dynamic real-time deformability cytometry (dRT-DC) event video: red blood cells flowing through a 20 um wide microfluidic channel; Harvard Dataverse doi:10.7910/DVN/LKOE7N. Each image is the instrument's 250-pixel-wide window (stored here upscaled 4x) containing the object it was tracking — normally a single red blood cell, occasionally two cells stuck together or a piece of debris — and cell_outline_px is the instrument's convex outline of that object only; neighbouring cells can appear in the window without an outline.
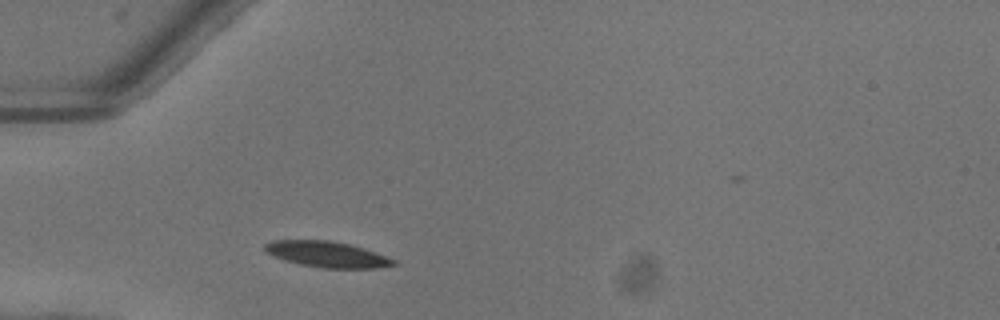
{"species": "common noctule bat (a hibernating species)", "species_latin": "Nyctalus noctula", "temperature_condition": "warm", "stored_images_in_passage": 37, "camera_frame_rate_fps": 3000, "um_per_image_px": 0.085, "animal": {"sex": "female"}, "frame": {"image": 1, "passage_image": 1, "time_ms": 0.0, "image_size_px": [1000, 320], "cell_outline_px": [[400, 264], [380, 268], [320, 268], [300, 264], [284, 260], [272, 256], [264, 252], [264, 244], [272, 240], [332, 240], [364, 248], [396, 260]], "centroid_in_image_um": [27.79, 21.62], "position_along_channel_um": 57.2, "area_um2": 19.65}}
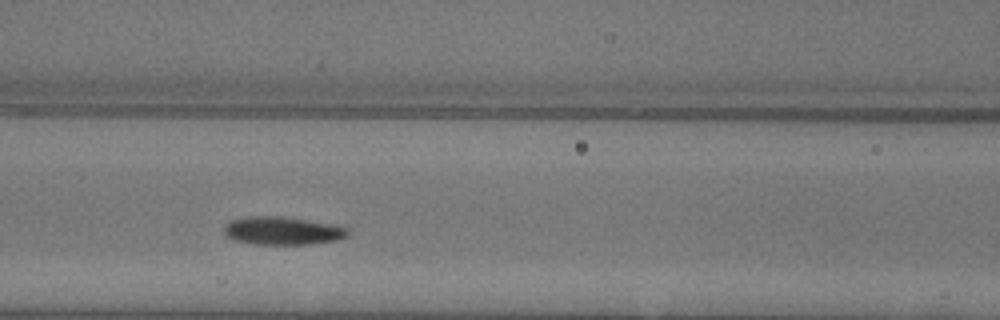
{"frame": {"image": 2, "passage_image": 8, "time_ms": 2.333, "image_size_px": [1000, 320], "cell_outline_px": [[348, 236], [336, 240], [308, 244], [256, 244], [232, 240], [224, 232], [224, 224], [232, 220], [248, 216], [276, 216], [304, 220], [328, 224], [348, 228]], "centroid_in_image_um": [23.95, 19.62], "position_along_channel_um": 142.6, "area_um2": 19.88}}
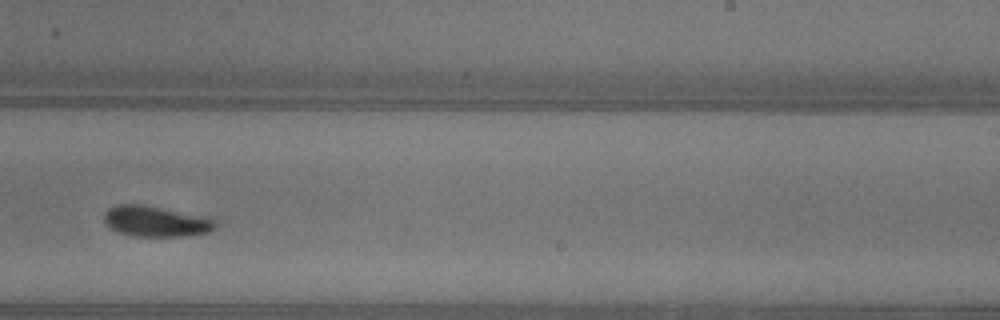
{"frame": {"image": 3, "passage_image": 18, "time_ms": 5.667, "image_size_px": [1000, 320], "cell_outline_px": [[216, 224], [208, 232], [188, 236], [132, 236], [116, 232], [108, 228], [104, 224], [104, 212], [108, 208], [116, 204], [140, 204], [208, 216]], "centroid_in_image_um": [13.17, 18.81], "position_along_channel_um": 275.8, "area_um2": 20.11}, "authors_computed_cell_mechanics": {"area_um2": 19.5364, "velocity_mm_per_s": 4.0107, "shape_relaxation_time_tau1_ms": 3.829, "shape_relaxation_time_tau2_ms": null, "deformation_change_tau1": 0.1475, "deformation_change_tau2": null}}